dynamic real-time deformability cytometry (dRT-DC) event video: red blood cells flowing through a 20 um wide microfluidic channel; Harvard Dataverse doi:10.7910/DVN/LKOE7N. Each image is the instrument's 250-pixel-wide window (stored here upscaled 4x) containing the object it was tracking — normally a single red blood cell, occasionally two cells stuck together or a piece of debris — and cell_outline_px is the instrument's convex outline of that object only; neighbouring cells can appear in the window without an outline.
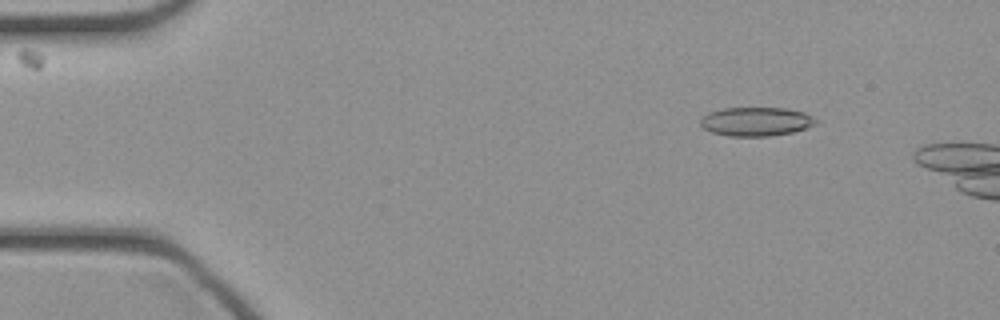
{"species": "common noctule bat (a hibernating species)", "species_latin": "Nyctalus noctula", "temperature_condition": "cold", "stored_images_in_passage": 13, "camera_frame_rate_fps": 3000, "um_per_image_px": 0.085, "animal": {"sex": "female", "body_mass_g": 21.9}, "frame": {"image": 1, "passage_image": 6, "time_ms": 1.667, "image_size_px": [1000, 320], "cell_outline_px": [[820, 120], [816, 124], [808, 128], [792, 132], [772, 136], [728, 136], [712, 132], [704, 128], [700, 124], [700, 120], [708, 112], [724, 108], [784, 108], [804, 112]], "centroid_in_image_um": [64.31, 10.33], "position_along_channel_um": 20.7, "area_um2": 19.54}}